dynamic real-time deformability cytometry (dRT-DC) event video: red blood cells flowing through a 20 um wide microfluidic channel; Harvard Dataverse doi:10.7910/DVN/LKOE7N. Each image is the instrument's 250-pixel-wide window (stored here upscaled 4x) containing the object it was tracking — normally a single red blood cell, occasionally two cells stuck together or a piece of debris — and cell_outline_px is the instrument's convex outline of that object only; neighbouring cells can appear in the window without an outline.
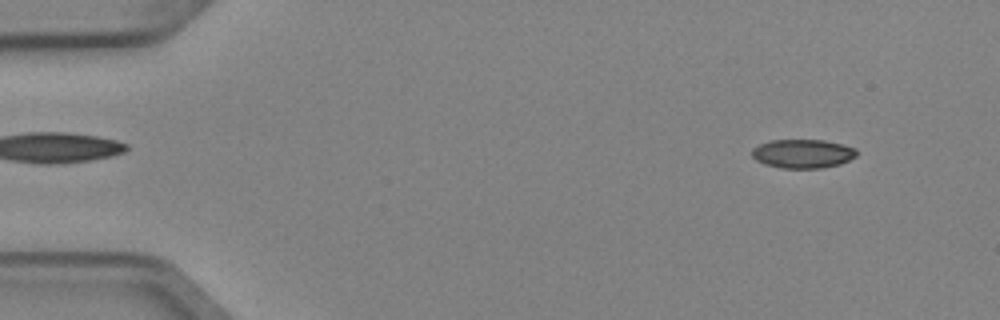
{"species": "Egyptian fruit bat (a non-hibernating species)", "species_latin": "Rousettus aegyptiacus", "temperature_condition": "cold", "stored_images_in_passage": 5, "camera_frame_rate_fps": 3000, "um_per_image_px": 0.085, "animal": {"sex": "female"}, "frame": {"image": 1, "passage_image": 1, "time_ms": 0.0, "image_size_px": [1000, 320], "cell_outline_px": [[856, 156], [840, 164], [820, 168], [784, 168], [764, 164], [756, 160], [752, 156], [752, 148], [760, 144], [772, 140], [824, 140], [856, 148]], "centroid_in_image_um": [68.22, 13.06], "position_along_channel_um": 16.8, "area_um2": 17.46}}
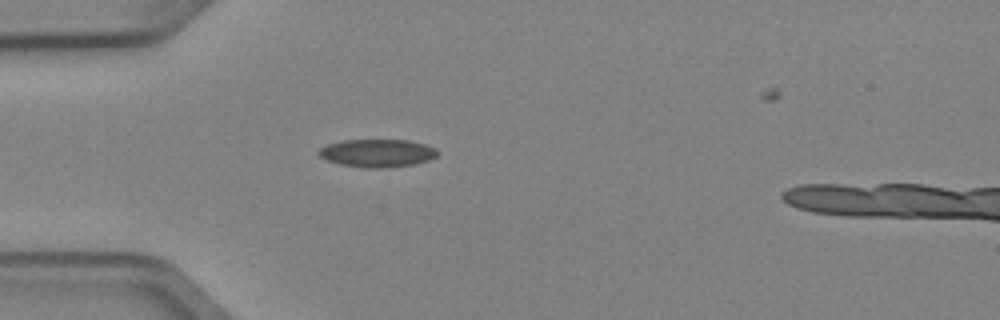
{"frame": {"image": 2, "passage_image": 4, "time_ms": 1.0, "image_size_px": [1000, 320], "cell_outline_px": [[440, 152], [436, 156], [428, 160], [416, 164], [380, 168], [364, 168], [340, 164], [328, 160], [320, 156], [316, 152], [320, 148], [328, 144], [344, 140], [408, 140], [424, 144], [436, 148]], "centroid_in_image_um": [32.08, 13.01], "position_along_channel_um": 52.9, "area_um2": 19.31}}